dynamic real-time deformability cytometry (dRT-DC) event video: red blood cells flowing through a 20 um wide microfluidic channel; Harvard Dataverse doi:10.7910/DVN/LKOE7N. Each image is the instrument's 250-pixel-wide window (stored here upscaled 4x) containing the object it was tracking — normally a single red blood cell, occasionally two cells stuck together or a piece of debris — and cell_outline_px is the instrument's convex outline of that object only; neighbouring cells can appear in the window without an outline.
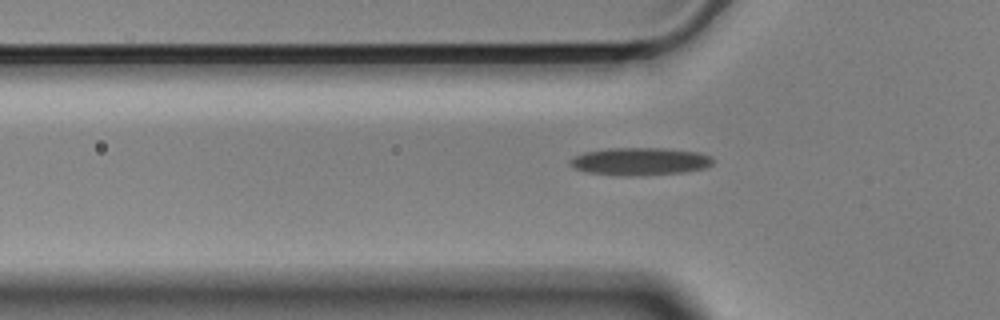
{"species": "Egyptian fruit bat (a non-hibernating species)", "species_latin": "Rousettus aegyptiacus", "temperature_condition": "cold", "stored_images_in_passage": 42, "camera_frame_rate_fps": 3000, "um_per_image_px": 0.085, "animal": {"sex": "male"}, "frame": {"image": 1, "passage_image": 9, "time_ms": 2.667, "image_size_px": [1000, 320], "cell_outline_px": [[712, 164], [704, 168], [684, 172], [640, 176], [624, 176], [588, 172], [576, 168], [568, 164], [568, 160], [584, 152], [608, 148], [664, 148], [696, 152], [712, 156]], "centroid_in_image_um": [54.39, 13.72], "position_along_channel_um": 71.4, "area_um2": 23.0}}
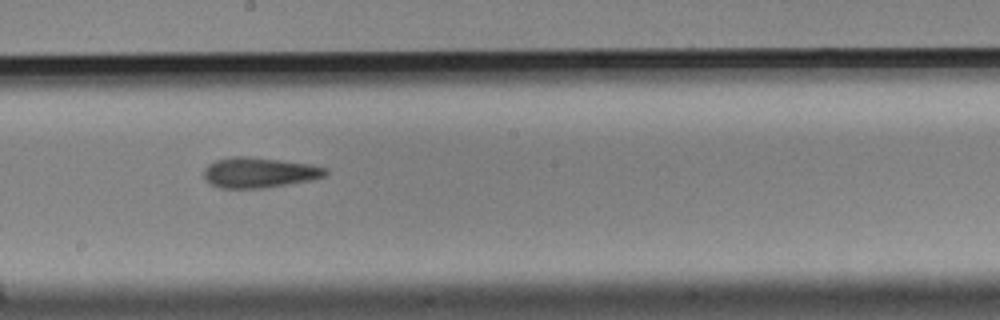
{"frame": {"image": 2, "passage_image": 22, "time_ms": 7.0, "image_size_px": [1000, 320], "cell_outline_px": [[328, 172], [324, 176], [308, 180], [288, 184], [264, 188], [220, 188], [204, 180], [204, 168], [208, 164], [216, 160], [232, 156], [248, 156], [312, 164], [328, 168]], "centroid_in_image_um": [22.01, 14.66], "position_along_channel_um": 226.2, "area_um2": 21.56}}
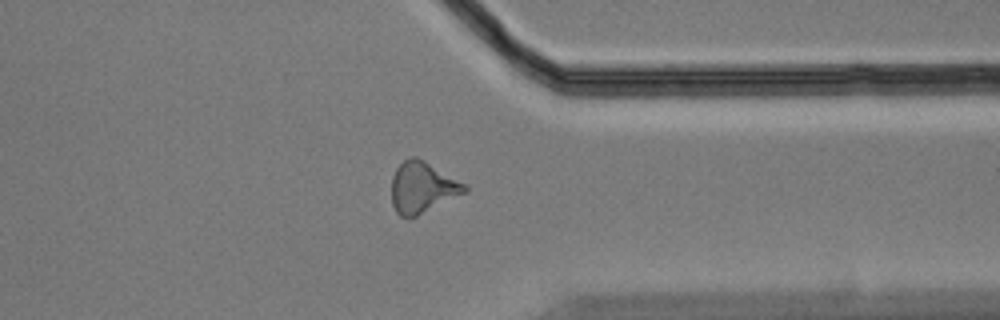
{"frame": {"image": 3, "passage_image": 35, "time_ms": 11.333, "image_size_px": [1000, 320], "cell_outline_px": [[468, 192], [416, 216], [400, 216], [396, 212], [392, 204], [392, 176], [396, 168], [404, 160], [412, 156], [416, 156], [424, 160], [468, 184]], "centroid_in_image_um": [35.94, 15.91], "position_along_channel_um": 375.5, "area_um2": 21.91}}